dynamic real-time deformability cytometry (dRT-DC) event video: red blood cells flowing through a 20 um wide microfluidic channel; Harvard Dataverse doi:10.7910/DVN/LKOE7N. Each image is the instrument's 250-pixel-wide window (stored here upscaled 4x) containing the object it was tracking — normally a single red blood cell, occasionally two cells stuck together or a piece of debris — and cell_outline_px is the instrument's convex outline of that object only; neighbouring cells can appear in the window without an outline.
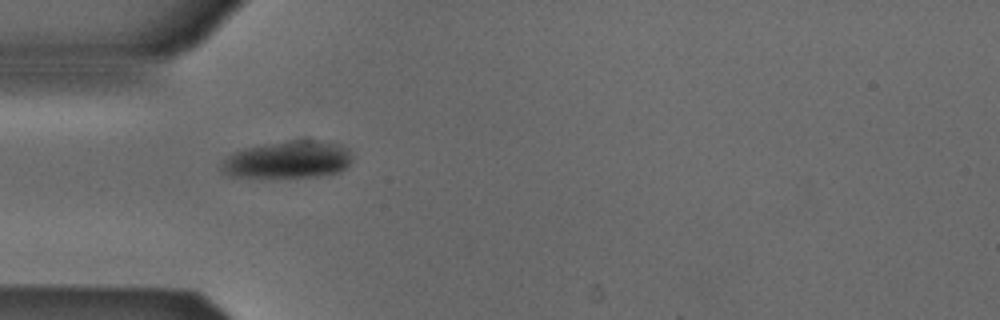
{"species": "Egyptian fruit bat (a non-hibernating species)", "species_latin": "Rousettus aegyptiacus", "temperature_condition": "cold", "stored_images_in_passage": 2, "camera_frame_rate_fps": 3000, "um_per_image_px": 0.085, "animal": {"sex": "male"}, "frame": {"image": 1, "passage_image": 1, "time_ms": 0.0, "image_size_px": [1000, 320], "cell_outline_px": [[352, 160], [340, 172], [320, 176], [272, 180], [232, 176], [224, 172], [220, 168], [220, 164], [232, 152], [244, 148], [264, 144], [288, 140], [312, 140], [340, 144], [348, 148], [352, 156]], "centroid_in_image_um": [24.44, 13.61], "position_along_channel_um": 60.6, "area_um2": 29.42}}
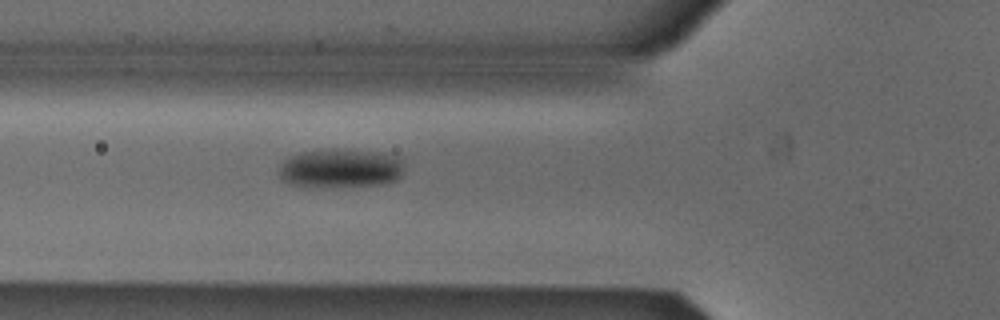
{"frame": {"image": 2, "passage_image": 2, "time_ms": 0.333, "image_size_px": [1000, 320], "cell_outline_px": [[404, 172], [396, 180], [388, 184], [336, 188], [300, 188], [288, 184], [280, 176], [280, 164], [288, 156], [300, 152], [332, 148], [336, 148], [384, 152], [400, 156], [404, 160]], "centroid_in_image_um": [28.97, 14.33], "position_along_channel_um": 96.8, "area_um2": 30.06}}